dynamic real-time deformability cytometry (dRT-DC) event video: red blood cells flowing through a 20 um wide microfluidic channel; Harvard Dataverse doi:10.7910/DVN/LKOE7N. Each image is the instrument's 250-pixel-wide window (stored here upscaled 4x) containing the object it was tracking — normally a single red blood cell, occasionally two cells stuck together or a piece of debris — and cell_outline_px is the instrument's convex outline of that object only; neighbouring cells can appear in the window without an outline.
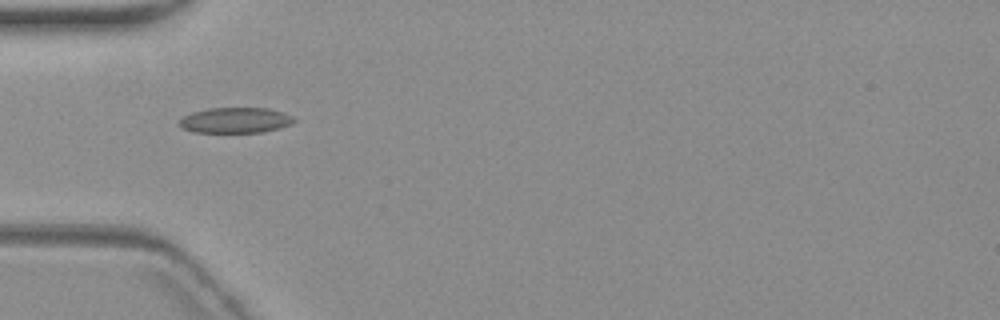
{"species": "common noctule bat (a hibernating species)", "species_latin": "Nyctalus noctula", "temperature_condition": "warm", "stored_images_in_passage": 6, "camera_frame_rate_fps": 3000, "um_per_image_px": 0.085, "animal": {"sex": "female", "body_mass_g": 19.3, "forearm_length_mm": 54.1}, "frame": {"image": 1, "passage_image": 1, "time_ms": 0.0, "image_size_px": [1000, 320], "cell_outline_px": [[296, 120], [292, 124], [280, 128], [260, 132], [192, 132], [180, 128], [176, 124], [184, 116], [192, 112], [208, 108], [268, 108], [292, 116]], "centroid_in_image_um": [19.96, 10.22], "position_along_channel_um": 65.0, "area_um2": 17.11}}
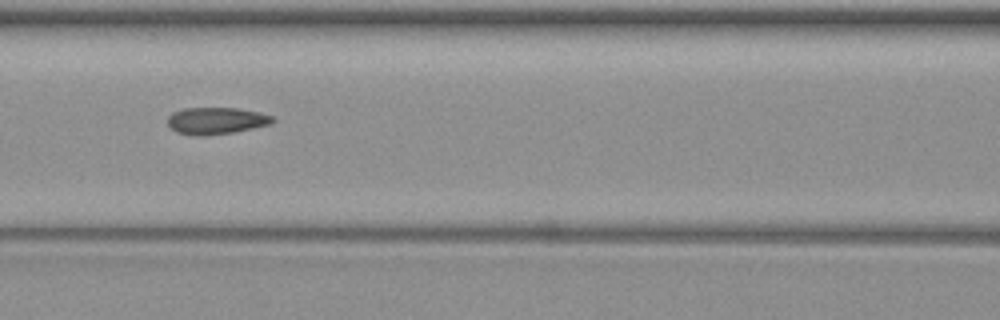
{"frame": {"image": 2, "passage_image": 3, "time_ms": 2.333, "image_size_px": [1000, 320], "cell_outline_px": [[276, 120], [272, 124], [232, 132], [200, 136], [176, 132], [168, 124], [168, 116], [172, 112], [184, 108], [236, 108], [260, 112], [272, 116]], "centroid_in_image_um": [18.39, 10.25], "position_along_channel_um": 148.2, "area_um2": 16.36}}
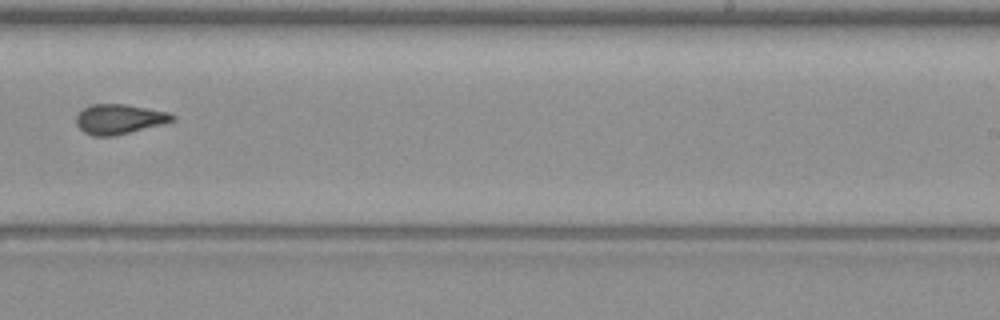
{"frame": {"image": 3, "passage_image": 6, "time_ms": 6.0, "image_size_px": [1000, 320], "cell_outline_px": [[176, 120], [112, 136], [92, 136], [84, 132], [76, 124], [76, 116], [88, 104], [124, 104], [168, 112], [176, 116]], "centroid_in_image_um": [10.1, 10.11], "position_along_channel_um": 278.9, "area_um2": 16.47}}